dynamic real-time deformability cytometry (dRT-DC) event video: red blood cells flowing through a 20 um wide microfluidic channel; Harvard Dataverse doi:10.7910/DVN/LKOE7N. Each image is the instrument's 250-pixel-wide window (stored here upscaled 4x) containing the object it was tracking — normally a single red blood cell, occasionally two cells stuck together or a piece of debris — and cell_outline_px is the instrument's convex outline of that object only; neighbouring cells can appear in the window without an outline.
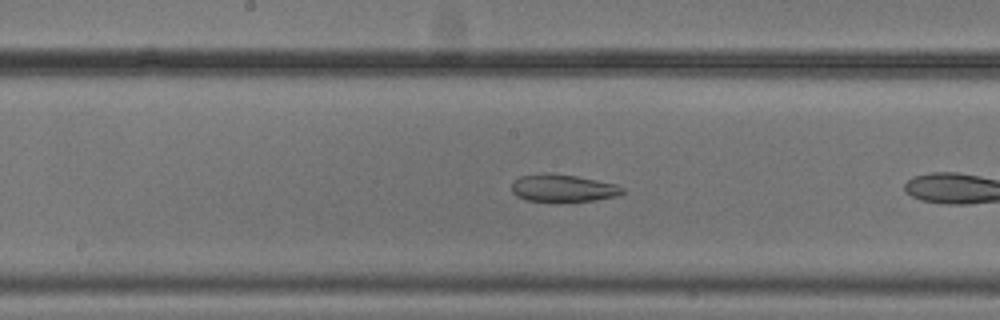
{"species": "common noctule bat (a hibernating species)", "species_latin": "Nyctalus noctula", "temperature_condition": "cold", "stored_images_in_passage": 39, "camera_frame_rate_fps": 3000, "um_per_image_px": 0.085, "animal": {"sex": "male", "body_mass_g": 20.5, "forearm_length_mm": 52.5}, "frame": {"image": 1, "passage_image": 12, "time_ms": 3.667, "image_size_px": [1000, 320], "cell_outline_px": [[624, 192], [616, 196], [596, 200], [528, 200], [516, 196], [512, 192], [512, 184], [520, 176], [544, 172], [548, 172], [576, 176], [616, 184], [624, 188]], "centroid_in_image_um": [47.85, 15.96], "position_along_channel_um": 200.4, "area_um2": 17.34}, "authors_computed_cell_mechanics": {"area_um2": 23.2934, "velocity_mm_per_s": 3.7317, "shape_relaxation_time_tau1_ms": null, "shape_relaxation_time_tau2_ms": 1.7449, "deformation_change_tau1": null, "deformation_change_tau2": 0.0701}}